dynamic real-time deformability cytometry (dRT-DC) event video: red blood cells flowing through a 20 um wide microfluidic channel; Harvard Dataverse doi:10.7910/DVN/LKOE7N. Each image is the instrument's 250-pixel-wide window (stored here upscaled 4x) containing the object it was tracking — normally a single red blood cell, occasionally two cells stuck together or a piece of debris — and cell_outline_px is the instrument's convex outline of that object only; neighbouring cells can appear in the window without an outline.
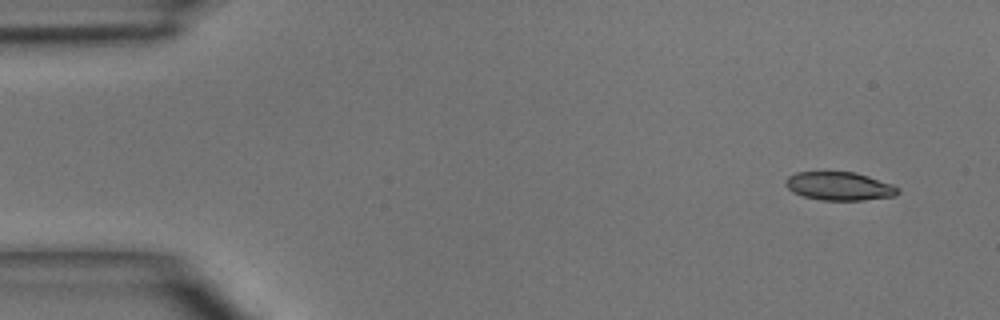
{"species": "common noctule bat (a hibernating species)", "species_latin": "Nyctalus noctula", "temperature_condition": "room temperature", "stored_images_in_passage": 4, "camera_frame_rate_fps": 3000, "um_per_image_px": 0.085, "animal": {"sex": "male", "body_mass_g": 15.6}, "frame": {"image": 1, "passage_image": 1, "time_ms": 0.0, "image_size_px": [1000, 320], "cell_outline_px": [[900, 192], [896, 196], [864, 200], [820, 200], [804, 196], [792, 192], [784, 184], [784, 180], [788, 176], [796, 172], [856, 172], [892, 184], [900, 188]], "centroid_in_image_um": [71.35, 15.82], "position_along_channel_um": 13.7, "area_um2": 18.73}}